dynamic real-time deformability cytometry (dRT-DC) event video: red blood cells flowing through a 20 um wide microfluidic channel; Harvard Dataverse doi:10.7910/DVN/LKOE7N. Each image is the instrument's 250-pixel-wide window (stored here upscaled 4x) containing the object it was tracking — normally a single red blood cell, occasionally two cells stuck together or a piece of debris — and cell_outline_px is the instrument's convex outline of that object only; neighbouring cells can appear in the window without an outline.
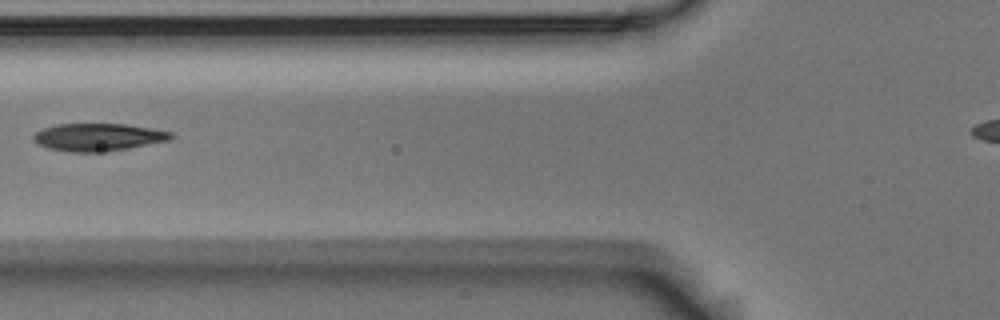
{"species": "Egyptian fruit bat (a non-hibernating species)", "species_latin": "Rousettus aegyptiacus", "temperature_condition": "room temperature", "stored_images_in_passage": 4, "camera_frame_rate_fps": 3000, "um_per_image_px": 0.085, "animal": {"sex": "male"}, "frame": {"image": 1, "passage_image": 3, "time_ms": 0.667, "image_size_px": [1000, 320], "cell_outline_px": [[172, 136], [168, 140], [104, 152], [68, 152], [48, 148], [36, 144], [32, 140], [32, 136], [36, 132], [44, 128], [56, 124], [128, 124], [152, 128], [172, 132]], "centroid_in_image_um": [8.27, 11.65], "position_along_channel_um": 117.5, "area_um2": 22.02}}
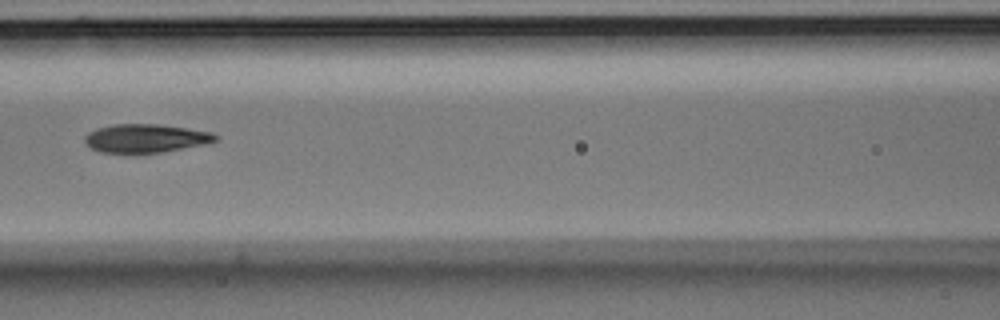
{"frame": {"image": 2, "passage_image": 4, "time_ms": 1.0, "image_size_px": [1000, 320], "cell_outline_px": [[220, 136], [216, 140], [204, 144], [160, 152], [100, 152], [92, 148], [84, 140], [84, 136], [88, 132], [96, 128], [112, 124], [156, 124], [212, 132]], "centroid_in_image_um": [12.36, 11.74], "position_along_channel_um": 154.2, "area_um2": 21.33}}